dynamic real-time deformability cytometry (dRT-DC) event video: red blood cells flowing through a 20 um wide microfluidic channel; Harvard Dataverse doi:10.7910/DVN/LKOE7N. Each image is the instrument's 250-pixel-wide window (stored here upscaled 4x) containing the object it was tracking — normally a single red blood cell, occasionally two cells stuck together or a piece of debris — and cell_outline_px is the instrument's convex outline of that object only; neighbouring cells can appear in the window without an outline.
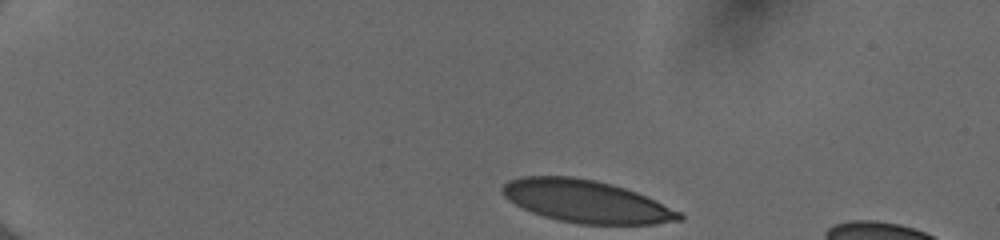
{"species": "human", "species_latin": "Homo sapiens", "temperature_condition": "cold", "stored_images_in_passage": 38, "camera_frame_rate_fps": 3000, "um_per_image_px": 0.085, "donor": {"sex": "female"}, "frame": {"image": 1, "passage_image": 1, "time_ms": 0.0, "image_size_px": [1000, 240], "cell_outline_px": [[684, 220], [652, 224], [576, 224], [544, 216], [532, 212], [508, 200], [504, 196], [500, 188], [508, 180], [520, 176], [572, 176], [596, 180], [612, 184], [636, 192], [680, 212], [684, 216]], "centroid_in_image_um": [49.8, 17.11], "position_along_channel_um": 35.2, "area_um2": 43.64}}
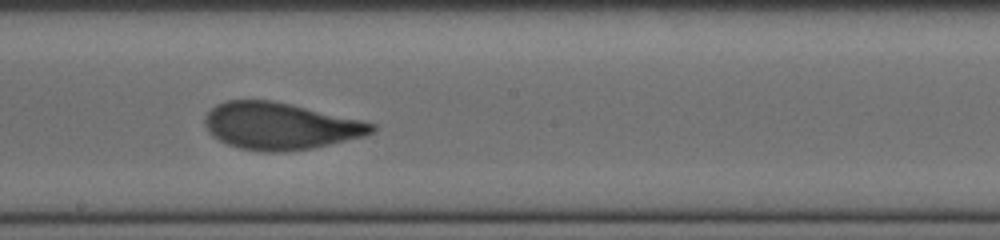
{"frame": {"image": 2, "passage_image": 22, "time_ms": 7.0, "image_size_px": [1000, 240], "cell_outline_px": [[376, 128], [372, 132], [364, 136], [312, 148], [284, 152], [264, 152], [240, 148], [228, 144], [212, 136], [208, 132], [204, 124], [204, 116], [216, 104], [224, 100], [272, 100], [360, 120], [376, 124]], "centroid_in_image_um": [23.76, 10.71], "position_along_channel_um": 224.4, "area_um2": 45.43}}
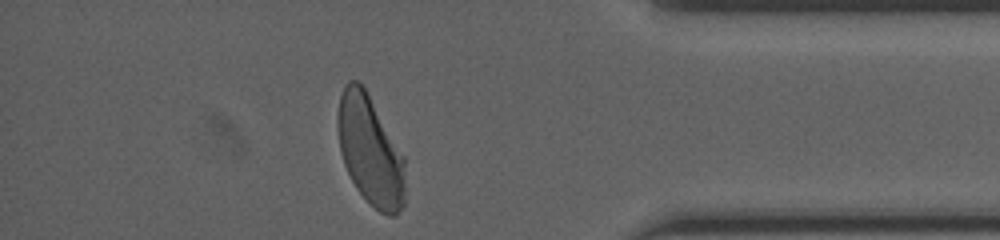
{"frame": {"image": 3, "passage_image": 37, "time_ms": 12.0, "image_size_px": [1000, 240], "cell_outline_px": [[404, 204], [396, 216], [388, 216], [380, 212], [356, 188], [344, 164], [340, 152], [336, 128], [336, 116], [340, 96], [344, 84], [348, 80], [356, 80], [364, 88], [404, 156]], "centroid_in_image_um": [31.43, 12.79], "position_along_channel_um": 403.8, "area_um2": 42.77}, "authors_computed_cell_mechanics": {"area_um2": 45.0262, "velocity_mm_per_s": 3.9751, "shape_relaxation_time_tau1_ms": 4.1573, "shape_relaxation_time_tau2_ms": null, "deformation_change_tau1": 0.1585, "deformation_change_tau2": null}}